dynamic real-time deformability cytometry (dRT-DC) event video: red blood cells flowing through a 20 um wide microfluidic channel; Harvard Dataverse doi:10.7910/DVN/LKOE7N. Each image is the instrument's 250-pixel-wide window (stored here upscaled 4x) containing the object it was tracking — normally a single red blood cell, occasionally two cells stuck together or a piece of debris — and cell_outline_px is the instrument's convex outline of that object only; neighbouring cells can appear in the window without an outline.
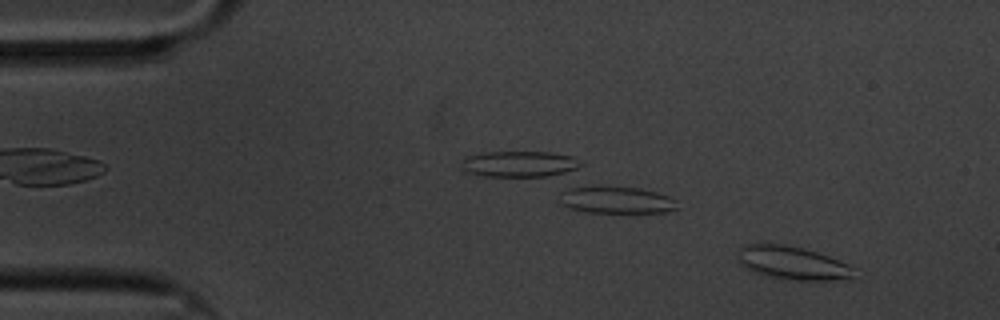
{"species": "common noctule bat (a hibernating species)", "species_latin": "Nyctalus noctula", "temperature_condition": "cold", "stored_images_in_passage": 60, "camera_frame_rate_fps": 3000, "um_per_image_px": 0.085, "animal": {"sex": "male", "body_mass_g": 20.1, "forearm_length_mm": 53.5}, "frame": {"image": 1, "passage_image": 5, "time_ms": 1.333, "image_size_px": [1000, 320], "cell_outline_px": [[852, 276], [832, 280], [788, 280], [764, 276], [744, 268], [740, 264], [740, 248], [744, 244], [784, 244], [804, 248], [828, 256], [848, 264], [852, 268]], "centroid_in_image_um": [67.3, 22.35], "position_along_channel_um": 17.7, "area_um2": 22.25}}
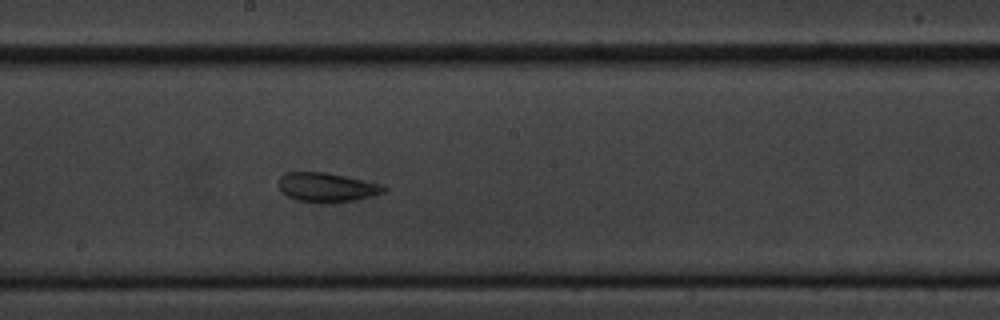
{"frame": {"image": 2, "passage_image": 32, "time_ms": 10.333, "image_size_px": [1000, 320], "cell_outline_px": [[388, 188], [384, 192], [356, 200], [324, 204], [320, 204], [296, 200], [288, 196], [280, 188], [280, 176], [284, 172], [324, 172], [384, 184]], "centroid_in_image_um": [27.8, 15.93], "position_along_channel_um": 220.4, "area_um2": 18.03}}
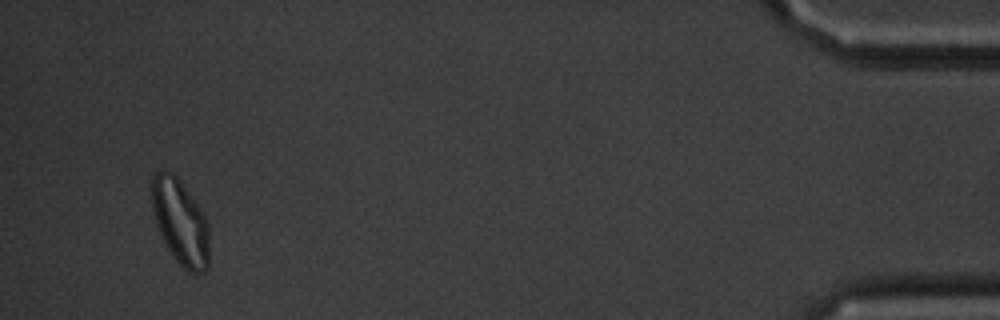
{"frame": {"image": 3, "passage_image": 57, "time_ms": 18.667, "image_size_px": [1000, 320], "cell_outline_px": [[208, 268], [204, 272], [188, 272], [176, 260], [168, 248], [156, 224], [152, 208], [152, 176], [160, 168], [172, 172], [180, 180], [200, 208], [208, 224]], "centroid_in_image_um": [15.32, 18.84], "position_along_channel_um": 419.9, "area_um2": 28.32}, "authors_computed_cell_mechanics": {"area_um2": 20.0855, "velocity_mm_per_s": 3.2943, "shape_relaxation_time_tau1_ms": null, "shape_relaxation_time_tau2_ms": 1.6828, "deformation_change_tau1": null, "deformation_change_tau2": 0.0868}}